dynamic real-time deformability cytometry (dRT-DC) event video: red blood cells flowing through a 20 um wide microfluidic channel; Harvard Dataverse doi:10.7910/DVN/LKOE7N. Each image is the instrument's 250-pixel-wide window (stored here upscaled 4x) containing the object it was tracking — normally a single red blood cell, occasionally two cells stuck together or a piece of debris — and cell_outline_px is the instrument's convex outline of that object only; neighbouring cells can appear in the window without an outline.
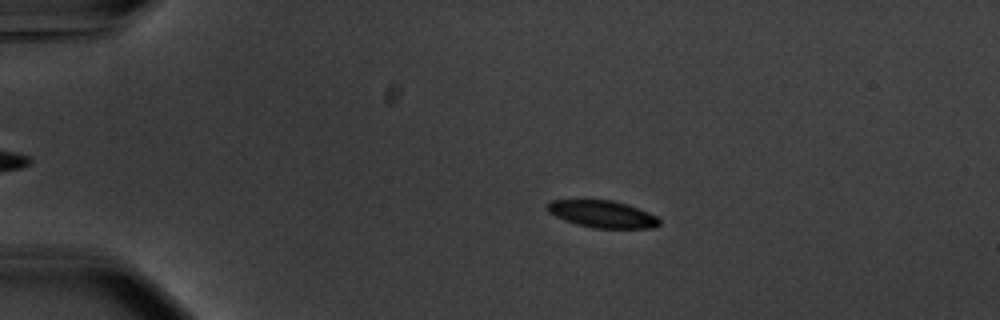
{"species": "common noctule bat (a hibernating species)", "species_latin": "Nyctalus noctula", "temperature_condition": "warm", "stored_images_in_passage": 48, "camera_frame_rate_fps": 3000, "um_per_image_px": 0.085, "animal": {"sex": "male", "body_mass_g": 20.1, "forearm_length_mm": 53.5}, "frame": {"image": 1, "passage_image": 12, "time_ms": 3.667, "image_size_px": [1000, 320], "cell_outline_px": [[660, 224], [656, 228], [592, 228], [576, 224], [564, 220], [548, 212], [544, 208], [544, 204], [552, 200], [612, 200], [628, 204], [648, 212], [656, 216], [660, 220]], "centroid_in_image_um": [51.17, 18.2], "position_along_channel_um": 33.8, "area_um2": 17.92}}
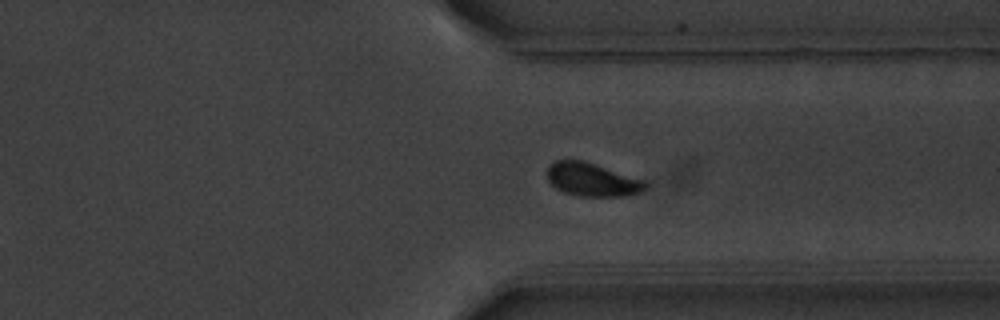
{"frame": {"image": 2, "passage_image": 43, "time_ms": 14.0, "image_size_px": [1000, 320], "cell_outline_px": [[648, 188], [640, 192], [624, 196], [576, 196], [564, 192], [556, 188], [548, 180], [548, 168], [556, 160], [584, 160], [644, 180], [648, 184]], "centroid_in_image_um": [50.36, 15.27], "position_along_channel_um": 361.0, "area_um2": 19.02}}
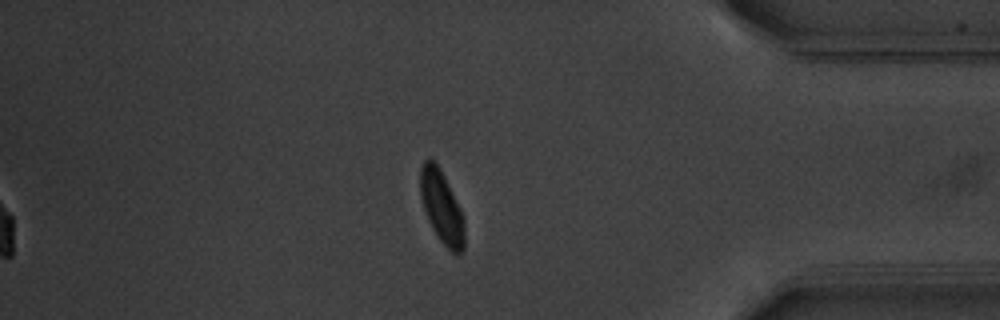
{"frame": {"image": 3, "passage_image": 48, "time_ms": 15.667, "image_size_px": [1000, 320], "cell_outline_px": [[464, 248], [460, 256], [456, 256], [436, 236], [428, 220], [420, 196], [420, 168], [424, 160], [428, 156], [440, 168], [464, 216]], "centroid_in_image_um": [37.54, 17.62], "position_along_channel_um": 397.7, "area_um2": 18.79}, "authors_computed_cell_mechanics": {"area_um2": 18.785, "velocity_mm_per_s": 3.7014, "shape_relaxation_time_tau1_ms": 2.1366, "shape_relaxation_time_tau2_ms": 3.4446, "deformation_change_tau1": 0.1193, "deformation_change_tau2": 0.0739}}